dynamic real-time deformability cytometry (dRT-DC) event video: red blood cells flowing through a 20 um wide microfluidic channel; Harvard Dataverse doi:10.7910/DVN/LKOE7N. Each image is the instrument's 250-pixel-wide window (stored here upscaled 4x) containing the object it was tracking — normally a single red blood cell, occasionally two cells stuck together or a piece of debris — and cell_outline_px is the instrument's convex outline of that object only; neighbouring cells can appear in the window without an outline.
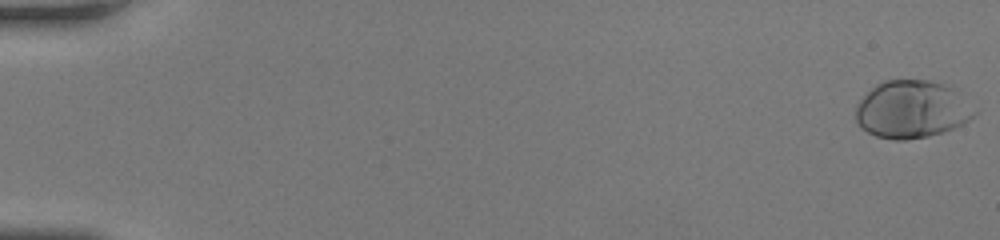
{"species": "human", "species_latin": "Homo sapiens", "temperature_condition": "room temperature", "stored_images_in_passage": 15, "camera_frame_rate_fps": 3000, "um_per_image_px": 0.085, "donor": {"sex": "female"}, "frame": {"image": 1, "passage_image": 1, "time_ms": 0.0, "image_size_px": [1000, 240], "cell_outline_px": [[976, 112], [968, 120], [944, 132], [928, 136], [904, 140], [892, 140], [876, 136], [868, 132], [856, 120], [856, 104], [876, 84], [884, 80], [928, 80], [952, 88]], "centroid_in_image_um": [77.45, 9.31], "position_along_channel_um": 7.6, "area_um2": 39.07}}